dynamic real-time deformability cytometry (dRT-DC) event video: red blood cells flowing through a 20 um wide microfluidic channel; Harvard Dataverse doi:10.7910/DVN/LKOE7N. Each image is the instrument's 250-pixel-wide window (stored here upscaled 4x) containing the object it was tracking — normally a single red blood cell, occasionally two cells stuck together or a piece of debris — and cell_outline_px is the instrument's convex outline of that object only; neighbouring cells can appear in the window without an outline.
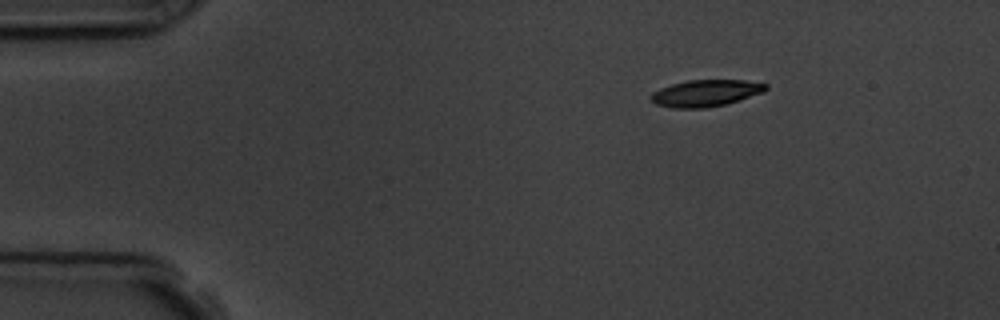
{"species": "common noctule bat (a hibernating species)", "species_latin": "Nyctalus noctula", "temperature_condition": "room temperature", "stored_images_in_passage": 3, "camera_frame_rate_fps": 3000, "um_per_image_px": 0.085, "animal": {"sex": "male", "body_mass_g": 19.5, "forearm_length_mm": 54.6}, "frame": {"image": 1, "passage_image": 3, "time_ms": 3.333, "image_size_px": [1000, 320], "cell_outline_px": [[768, 88], [764, 92], [740, 100], [724, 104], [704, 108], [672, 108], [656, 104], [648, 96], [652, 92], [660, 88], [672, 84], [688, 80], [744, 80], [768, 84]], "centroid_in_image_um": [59.98, 7.91], "position_along_channel_um": 25.0, "area_um2": 17.92}}